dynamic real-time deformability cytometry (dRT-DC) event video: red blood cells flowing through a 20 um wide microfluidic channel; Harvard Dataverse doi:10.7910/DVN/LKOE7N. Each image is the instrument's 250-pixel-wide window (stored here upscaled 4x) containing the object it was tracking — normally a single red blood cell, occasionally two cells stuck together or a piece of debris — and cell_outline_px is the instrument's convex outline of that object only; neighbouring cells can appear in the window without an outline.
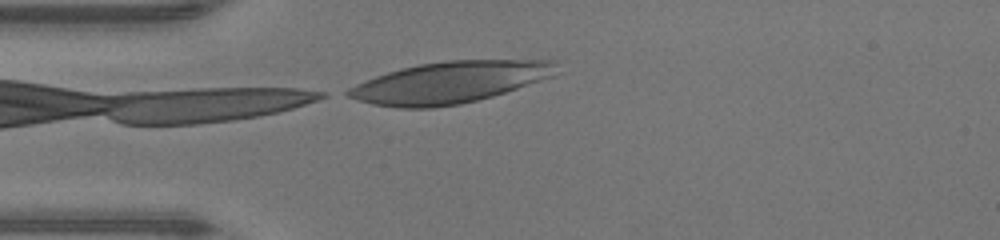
{"species": "human", "species_latin": "Homo sapiens", "temperature_condition": "warm", "stored_images_in_passage": 34, "camera_frame_rate_fps": 3000, "um_per_image_px": 0.085, "donor": {"sex": "male"}, "frame": {"image": 1, "passage_image": 1, "time_ms": 0.0, "image_size_px": [1000, 240], "cell_outline_px": [[556, 76], [492, 96], [460, 104], [432, 108], [396, 108], [372, 104], [344, 96], [340, 92], [356, 84], [376, 76], [400, 68], [420, 64], [448, 60], [556, 60]], "centroid_in_image_um": [38.2, 7.01], "position_along_channel_um": 46.8, "area_um2": 50.63}}
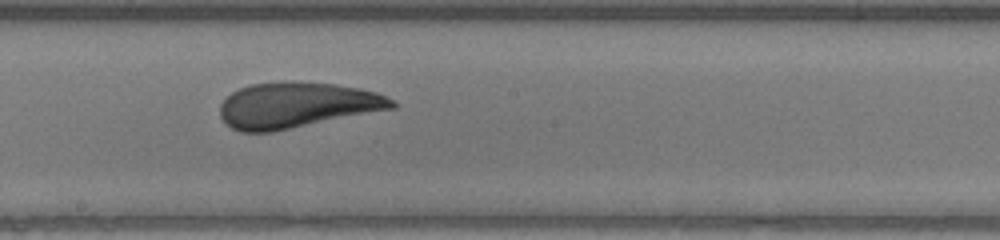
{"frame": {"image": 2, "passage_image": 14, "time_ms": 4.333, "image_size_px": [1000, 240], "cell_outline_px": [[400, 104], [396, 108], [272, 132], [240, 132], [232, 128], [220, 116], [220, 104], [232, 92], [240, 88], [252, 84], [336, 84], [360, 88], [376, 92]], "centroid_in_image_um": [25.26, 8.98], "position_along_channel_um": 222.9, "area_um2": 44.74}}
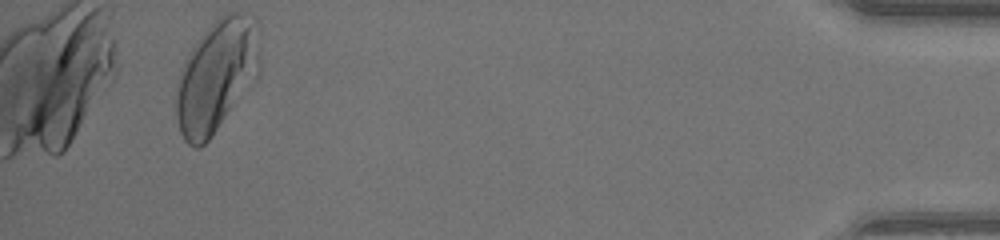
{"frame": {"image": 3, "passage_image": 33, "time_ms": 10.667, "image_size_px": [1000, 240], "cell_outline_px": [[260, 72], [256, 80], [212, 136], [200, 148], [192, 148], [184, 140], [180, 132], [176, 116], [176, 80], [180, 68], [188, 52], [200, 36], [224, 12], [240, 12], [256, 16], [260, 32]], "centroid_in_image_um": [18.43, 6.42], "position_along_channel_um": 416.8, "area_um2": 55.95}, "authors_computed_cell_mechanics": {"area_um2": 46.3556, "velocity_mm_per_s": 4.3536, "shape_relaxation_time_tau1_ms": 5.5204, "shape_relaxation_time_tau2_ms": 0.7697, "deformation_change_tau1": 0.2116, "deformation_change_tau2": 0.0576}}